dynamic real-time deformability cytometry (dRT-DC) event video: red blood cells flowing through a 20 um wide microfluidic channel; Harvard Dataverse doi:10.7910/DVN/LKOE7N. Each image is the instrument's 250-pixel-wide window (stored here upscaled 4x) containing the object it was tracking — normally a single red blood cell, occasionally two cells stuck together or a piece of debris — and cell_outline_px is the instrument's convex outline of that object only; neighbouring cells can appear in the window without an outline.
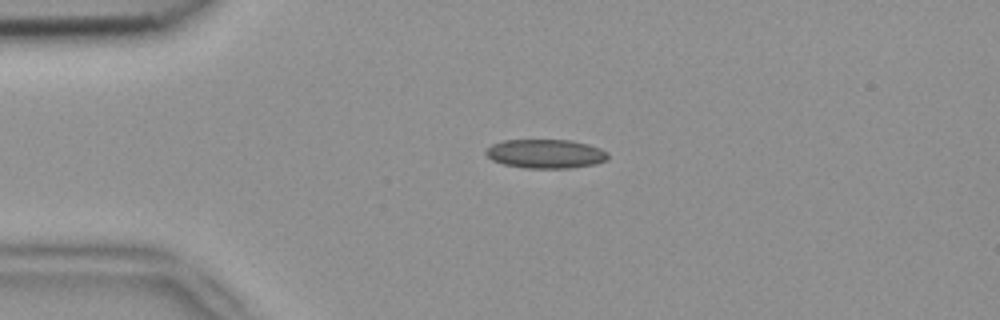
{"species": "common noctule bat (a hibernating species)", "species_latin": "Nyctalus noctula", "temperature_condition": "room temperature", "stored_images_in_passage": 2, "camera_frame_rate_fps": 3000, "um_per_image_px": 0.085, "animal": {"sex": "female", "body_mass_g": 18.4}, "frame": {"image": 1, "passage_image": 1, "time_ms": 0.0, "image_size_px": [1000, 320], "cell_outline_px": [[608, 160], [596, 164], [572, 168], [524, 168], [504, 164], [492, 160], [484, 152], [492, 144], [504, 140], [572, 140], [588, 144], [600, 148], [608, 152]], "centroid_in_image_um": [46.41, 13.07], "position_along_channel_um": 38.6, "area_um2": 20.75}}